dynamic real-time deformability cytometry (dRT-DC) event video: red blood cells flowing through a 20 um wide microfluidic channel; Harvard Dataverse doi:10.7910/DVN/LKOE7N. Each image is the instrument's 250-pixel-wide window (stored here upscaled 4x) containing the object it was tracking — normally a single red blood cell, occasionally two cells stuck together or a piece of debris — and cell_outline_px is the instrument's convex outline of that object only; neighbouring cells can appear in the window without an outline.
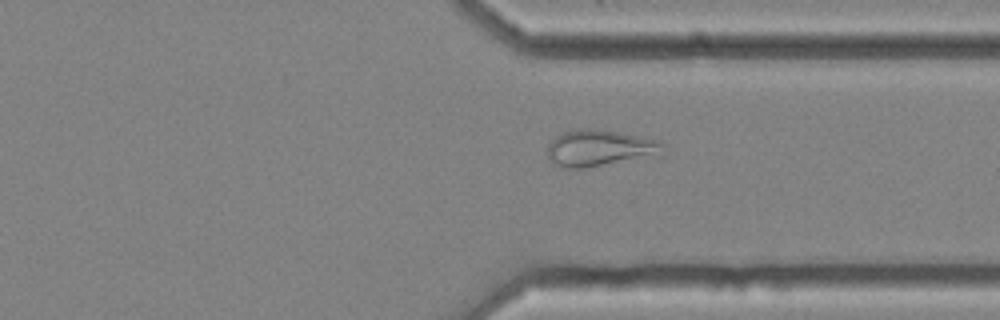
{"species": "common noctule bat (a hibernating species)", "species_latin": "Nyctalus noctula", "temperature_condition": "cold", "stored_images_in_passage": 35, "camera_frame_rate_fps": 3000, "um_per_image_px": 0.085, "animal": {"sex": "female", "body_mass_g": 25.1}, "frame": {"image": 1, "passage_image": 27, "time_ms": 8.667, "image_size_px": [1000, 320], "cell_outline_px": [[668, 152], [664, 156], [584, 168], [560, 168], [552, 164], [548, 156], [548, 144], [556, 136], [564, 132], [576, 128], [588, 128], [620, 132], [660, 140], [668, 144]], "centroid_in_image_um": [51.12, 12.6], "position_along_channel_um": 360.3, "area_um2": 25.66}}
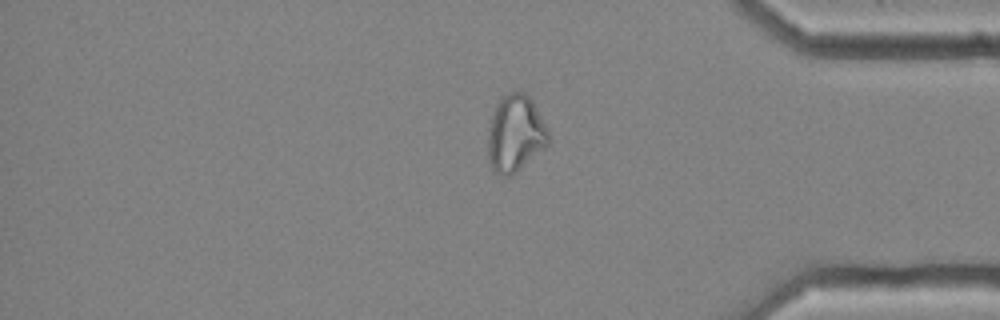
{"frame": {"image": 2, "passage_image": 31, "time_ms": 10.0, "image_size_px": [1000, 320], "cell_outline_px": [[548, 144], [544, 148], [516, 172], [508, 176], [500, 176], [492, 172], [488, 160], [488, 128], [492, 112], [496, 104], [508, 92], [524, 92], [532, 100], [548, 128]], "centroid_in_image_um": [43.77, 11.37], "position_along_channel_um": 391.4, "area_um2": 27.22}}